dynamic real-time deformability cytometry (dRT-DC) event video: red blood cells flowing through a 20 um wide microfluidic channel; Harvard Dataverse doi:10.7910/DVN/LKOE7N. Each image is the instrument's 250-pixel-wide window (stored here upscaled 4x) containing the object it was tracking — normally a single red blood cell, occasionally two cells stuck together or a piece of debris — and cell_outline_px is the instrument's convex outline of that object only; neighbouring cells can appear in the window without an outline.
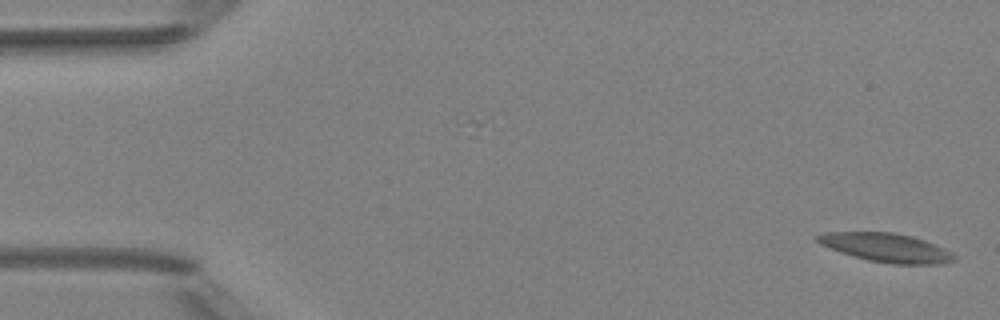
{"species": "Egyptian fruit bat (a non-hibernating species)", "species_latin": "Rousettus aegyptiacus", "temperature_condition": "room temperature", "stored_images_in_passage": 5, "camera_frame_rate_fps": 3000, "um_per_image_px": 0.085, "animal": {"sex": "female"}, "frame": {"image": 1, "passage_image": 1, "time_ms": 0.0, "image_size_px": [1000, 320], "cell_outline_px": [[956, 260], [940, 264], [892, 264], [868, 260], [852, 256], [840, 252], [820, 244], [816, 240], [816, 236], [824, 232], [892, 232], [912, 236], [924, 240], [944, 248], [952, 252], [956, 256]], "centroid_in_image_um": [75.34, 21.05], "position_along_channel_um": 9.7, "area_um2": 22.95}}
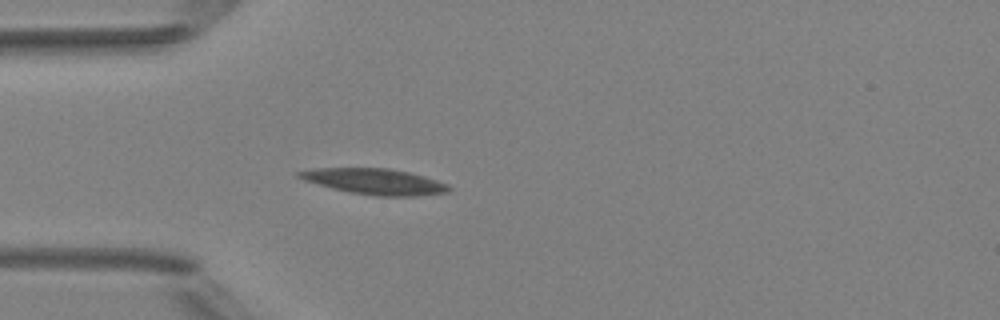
{"frame": {"image": 2, "passage_image": 5, "time_ms": 4.667, "image_size_px": [1000, 320], "cell_outline_px": [[452, 188], [448, 192], [416, 196], [376, 196], [352, 192], [332, 188], [304, 180], [296, 176], [296, 172], [316, 168], [388, 168], [408, 172], [424, 176], [448, 184]], "centroid_in_image_um": [31.86, 15.42], "position_along_channel_um": 53.1, "area_um2": 22.37}}